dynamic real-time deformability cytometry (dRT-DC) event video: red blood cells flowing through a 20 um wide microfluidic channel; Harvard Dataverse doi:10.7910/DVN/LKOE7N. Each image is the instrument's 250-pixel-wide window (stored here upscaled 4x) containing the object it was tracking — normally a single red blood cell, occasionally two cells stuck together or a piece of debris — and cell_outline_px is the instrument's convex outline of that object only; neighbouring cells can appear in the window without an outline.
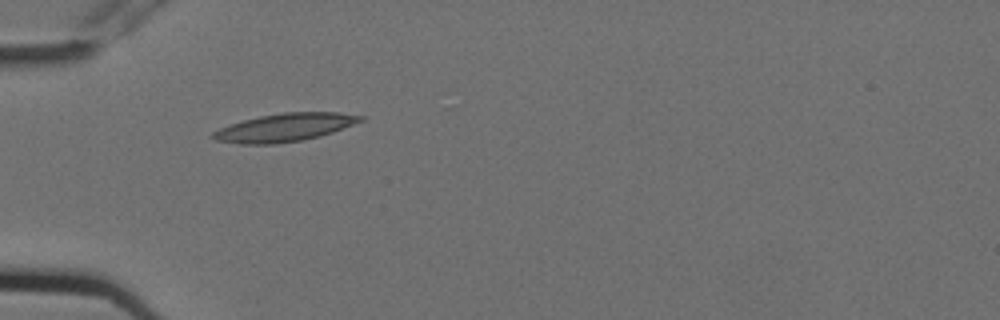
{"species": "Egyptian fruit bat (a non-hibernating species)", "species_latin": "Rousettus aegyptiacus", "temperature_condition": "cold", "stored_images_in_passage": 5, "camera_frame_rate_fps": 3000, "um_per_image_px": 0.085, "animal": {"sex": "female"}, "frame": {"image": 1, "passage_image": 4, "time_ms": 1.0, "image_size_px": [1000, 320], "cell_outline_px": [[364, 120], [332, 132], [320, 136], [300, 140], [276, 144], [240, 144], [216, 140], [208, 136], [212, 132], [220, 128], [244, 120], [260, 116], [284, 112], [336, 112], [364, 116]], "centroid_in_image_um": [24.18, 10.84], "position_along_channel_um": 60.8, "area_um2": 23.93}}